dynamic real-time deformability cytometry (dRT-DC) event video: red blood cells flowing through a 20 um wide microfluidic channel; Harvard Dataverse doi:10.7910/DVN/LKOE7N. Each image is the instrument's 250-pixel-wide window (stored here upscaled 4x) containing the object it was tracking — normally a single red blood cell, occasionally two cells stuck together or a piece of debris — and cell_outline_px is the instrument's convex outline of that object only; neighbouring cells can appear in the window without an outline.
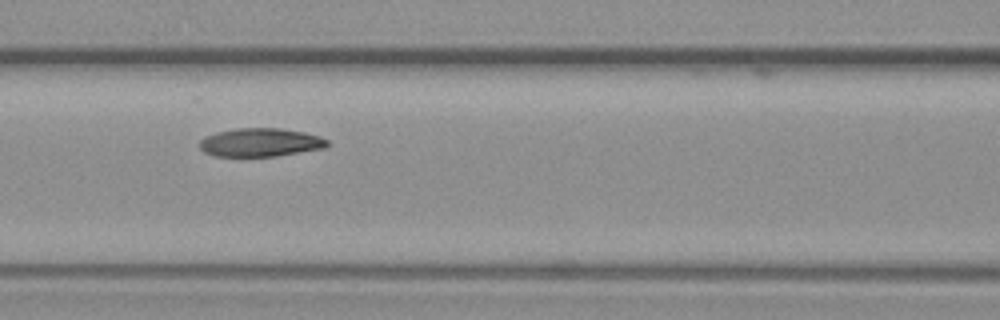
{"species": "common noctule bat (a hibernating species)", "species_latin": "Nyctalus noctula", "temperature_condition": "warm", "stored_images_in_passage": 4, "camera_frame_rate_fps": 3000, "um_per_image_px": 0.085, "animal": {"sex": "female", "body_mass_g": 19.3, "forearm_length_mm": 54.1}, "frame": {"image": 1, "passage_image": 3, "time_ms": 3.333, "image_size_px": [1000, 320], "cell_outline_px": [[328, 144], [324, 148], [272, 156], [216, 156], [204, 152], [200, 148], [200, 140], [204, 136], [216, 132], [236, 128], [280, 128], [304, 132], [320, 136], [328, 140]], "centroid_in_image_um": [22.1, 12.09], "position_along_channel_um": 144.5, "area_um2": 21.04}}
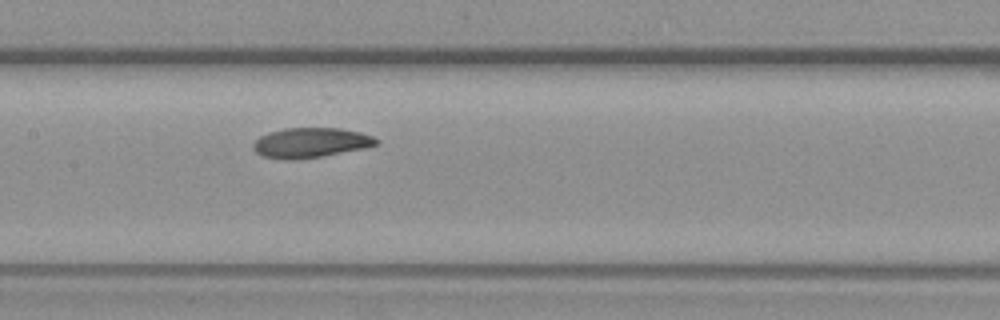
{"frame": {"image": 2, "passage_image": 4, "time_ms": 4.333, "image_size_px": [1000, 320], "cell_outline_px": [[380, 140], [376, 144], [364, 148], [320, 156], [292, 160], [284, 160], [264, 156], [256, 152], [252, 148], [252, 144], [260, 136], [268, 132], [284, 128], [340, 128], [360, 132], [372, 136]], "centroid_in_image_um": [26.37, 12.12], "position_along_channel_um": 181.0, "area_um2": 21.33}}